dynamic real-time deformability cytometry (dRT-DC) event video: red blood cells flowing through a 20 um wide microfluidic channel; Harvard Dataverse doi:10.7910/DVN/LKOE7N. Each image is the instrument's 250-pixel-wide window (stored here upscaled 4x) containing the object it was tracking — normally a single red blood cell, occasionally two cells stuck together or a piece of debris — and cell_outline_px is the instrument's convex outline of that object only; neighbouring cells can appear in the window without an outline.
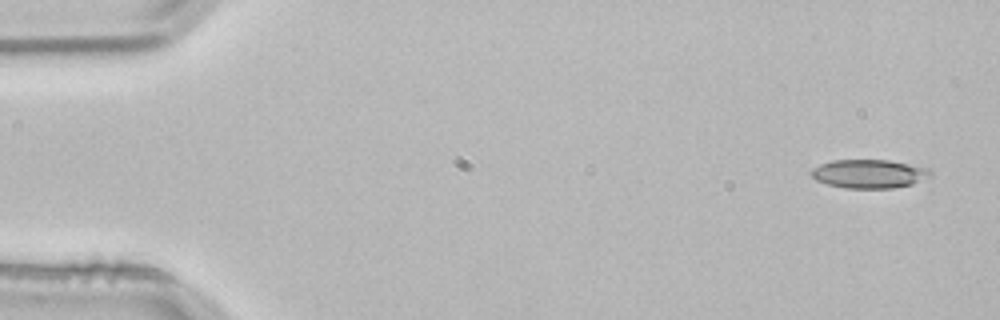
{"species": "common noctule bat (a hibernating species)", "species_latin": "Nyctalus noctula", "temperature_condition": "room temperature", "stored_images_in_passage": 4, "camera_frame_rate_fps": 3000, "um_per_image_px": 0.085, "animal": {"sex": "male", "body_mass_g": 21.5, "forearm_length_mm": 52.0}, "frame": {"image": 1, "passage_image": 1, "time_ms": 0.0, "image_size_px": [1000, 320], "cell_outline_px": [[932, 176], [912, 184], [892, 188], [844, 188], [828, 184], [816, 180], [808, 172], [812, 168], [820, 164], [832, 160], [888, 160], [928, 168], [932, 172]], "centroid_in_image_um": [73.85, 14.77], "position_along_channel_um": 11.1, "area_um2": 19.94}}
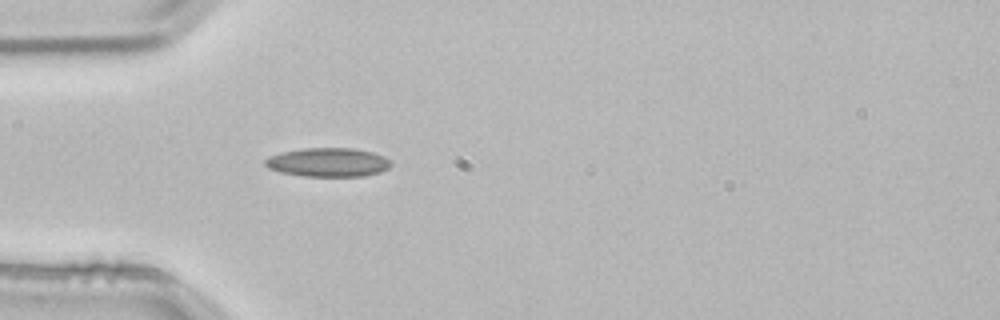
{"frame": {"image": 2, "passage_image": 4, "time_ms": 1.0, "image_size_px": [1000, 320], "cell_outline_px": [[392, 164], [388, 168], [380, 172], [364, 176], [304, 176], [280, 172], [268, 168], [264, 164], [264, 160], [268, 156], [280, 152], [304, 148], [352, 148], [372, 152], [384, 156]], "centroid_in_image_um": [27.85, 13.79], "position_along_channel_um": 57.1, "area_um2": 21.21}}